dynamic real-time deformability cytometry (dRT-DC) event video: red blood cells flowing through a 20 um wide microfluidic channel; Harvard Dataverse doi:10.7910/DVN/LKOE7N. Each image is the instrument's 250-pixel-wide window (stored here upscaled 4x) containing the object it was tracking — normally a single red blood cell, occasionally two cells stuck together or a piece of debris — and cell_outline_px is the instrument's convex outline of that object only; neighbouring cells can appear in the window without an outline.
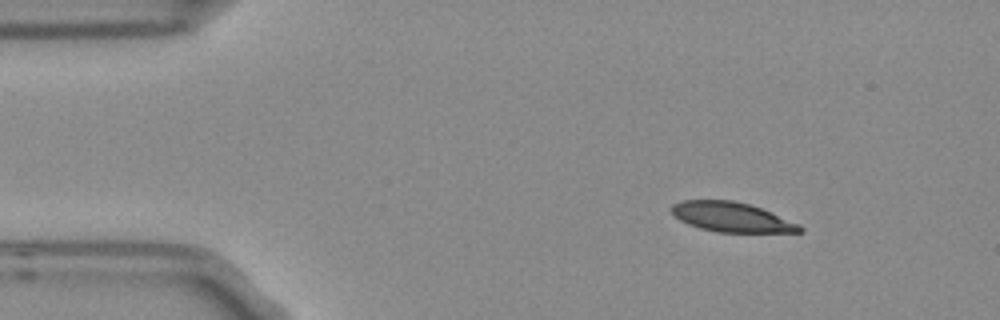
{"species": "Egyptian fruit bat (a non-hibernating species)", "species_latin": "Rousettus aegyptiacus", "temperature_condition": "room temperature", "stored_images_in_passage": 3, "camera_frame_rate_fps": 3000, "um_per_image_px": 0.085, "frame": {"image": 1, "passage_image": 1, "time_ms": 0.0, "image_size_px": [1000, 320], "cell_outline_px": [[804, 232], [716, 232], [700, 228], [688, 224], [680, 220], [668, 208], [672, 204], [684, 200], [732, 200], [748, 204], [760, 208], [800, 224], [804, 228]], "centroid_in_image_um": [62.17, 18.45], "position_along_channel_um": 22.8, "area_um2": 22.08}}